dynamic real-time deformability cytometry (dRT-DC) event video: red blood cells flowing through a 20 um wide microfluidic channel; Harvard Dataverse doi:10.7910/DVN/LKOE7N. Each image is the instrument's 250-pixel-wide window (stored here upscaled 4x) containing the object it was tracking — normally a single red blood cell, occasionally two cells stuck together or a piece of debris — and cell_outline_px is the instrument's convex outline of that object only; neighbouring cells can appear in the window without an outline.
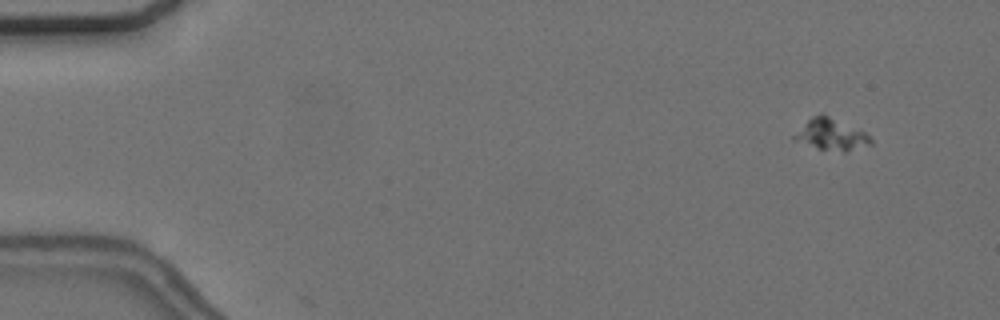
{"species": "common noctule bat (a hibernating species)", "species_latin": "Nyctalus noctula", "temperature_condition": "cold", "stored_images_in_passage": 57, "camera_frame_rate_fps": 3000, "um_per_image_px": 0.085, "animal": {"sex": "female", "body_mass_g": 24.6, "forearm_length_mm": 56.2}, "frame": {"image": 1, "passage_image": 5, "time_ms": 1.333, "image_size_px": [1000, 320], "cell_outline_px": [[872, 144], [844, 152], [816, 148], [792, 140], [792, 136], [812, 116], [820, 112], [864, 132], [872, 140]], "centroid_in_image_um": [70.61, 11.44], "position_along_channel_um": 14.4, "area_um2": 13.81}}
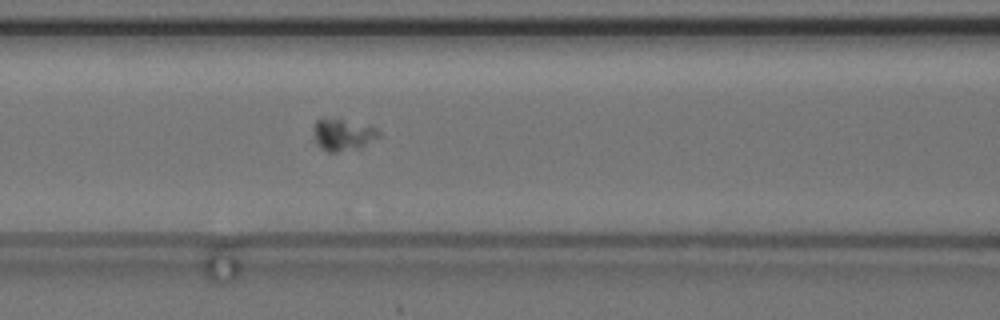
{"frame": {"image": 2, "passage_image": 25, "time_ms": 8.0, "image_size_px": [1000, 320], "cell_outline_px": [[380, 136], [364, 144], [336, 152], [328, 152], [316, 144], [316, 120], [340, 120], [376, 128], [380, 132]], "centroid_in_image_um": [29.15, 11.47], "position_along_channel_um": 137.5, "area_um2": 10.92}}
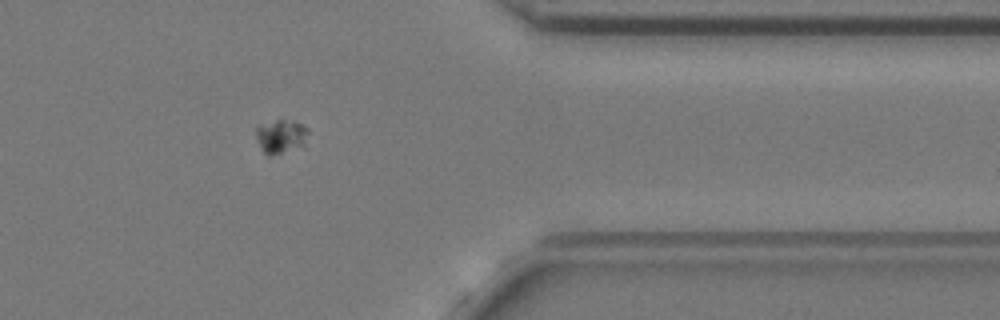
{"frame": {"image": 3, "passage_image": 47, "time_ms": 15.333, "image_size_px": [1000, 320], "cell_outline_px": [[308, 132], [304, 144], [272, 156], [268, 156], [264, 152], [256, 136], [256, 124], [276, 120], [284, 120], [300, 124], [308, 128]], "centroid_in_image_um": [23.83, 11.57], "position_along_channel_um": 387.6, "area_um2": 10.0}}